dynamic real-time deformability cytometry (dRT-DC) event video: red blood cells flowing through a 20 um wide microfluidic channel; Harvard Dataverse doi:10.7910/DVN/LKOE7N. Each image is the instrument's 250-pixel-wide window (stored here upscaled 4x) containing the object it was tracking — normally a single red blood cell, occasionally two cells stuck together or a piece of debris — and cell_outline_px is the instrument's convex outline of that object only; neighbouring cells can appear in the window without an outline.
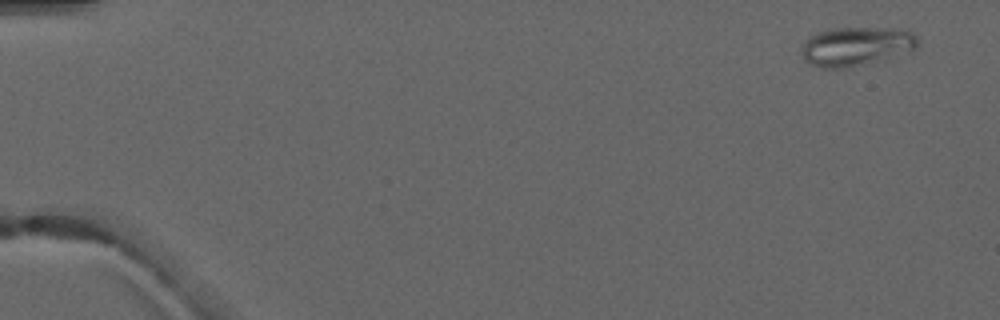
{"species": "common noctule bat (a hibernating species)", "species_latin": "Nyctalus noctula", "temperature_condition": "warm", "stored_images_in_passage": 4, "camera_frame_rate_fps": 3000, "um_per_image_px": 0.085, "animal": {"sex": "male", "forearm_length_mm": 52.5}, "frame": {"image": 1, "passage_image": 1, "time_ms": 0.0, "image_size_px": [1000, 320], "cell_outline_px": [[920, 40], [916, 48], [912, 52], [844, 68], [820, 68], [804, 60], [800, 48], [804, 40], [808, 36], [832, 28], [900, 28], [912, 32]], "centroid_in_image_um": [72.79, 3.92], "position_along_channel_um": 12.2, "area_um2": 26.59}}